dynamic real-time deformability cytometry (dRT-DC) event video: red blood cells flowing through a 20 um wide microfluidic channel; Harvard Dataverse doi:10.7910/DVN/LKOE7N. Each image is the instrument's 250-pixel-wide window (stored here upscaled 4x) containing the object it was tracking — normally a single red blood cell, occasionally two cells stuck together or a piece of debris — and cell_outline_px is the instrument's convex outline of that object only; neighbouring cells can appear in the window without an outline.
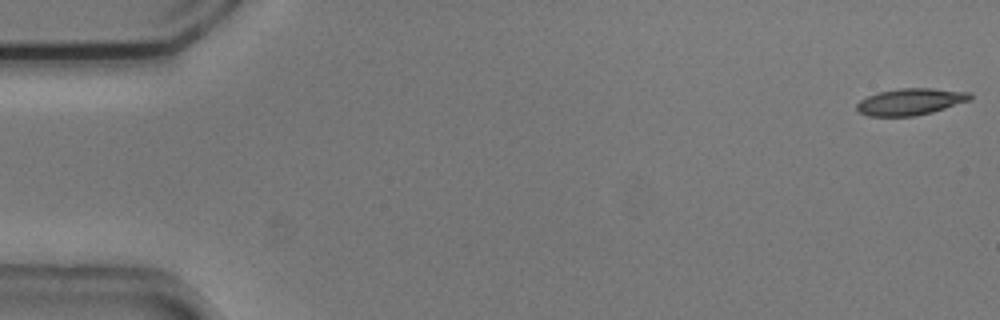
{"species": "common noctule bat (a hibernating species)", "species_latin": "Nyctalus noctula", "temperature_condition": "cold", "stored_images_in_passage": 15, "camera_frame_rate_fps": 3000, "um_per_image_px": 0.085, "animal": {"sex": "male", "body_mass_g": 20.5, "forearm_length_mm": 52.5}, "frame": {"image": 1, "passage_image": 1, "time_ms": 0.0, "image_size_px": [1000, 320], "cell_outline_px": [[972, 96], [968, 100], [932, 112], [912, 116], [868, 116], [856, 112], [856, 104], [860, 100], [868, 96], [880, 92], [900, 88], [932, 88], [972, 92]], "centroid_in_image_um": [77.34, 8.64], "position_along_channel_um": 7.7, "area_um2": 17.51}}
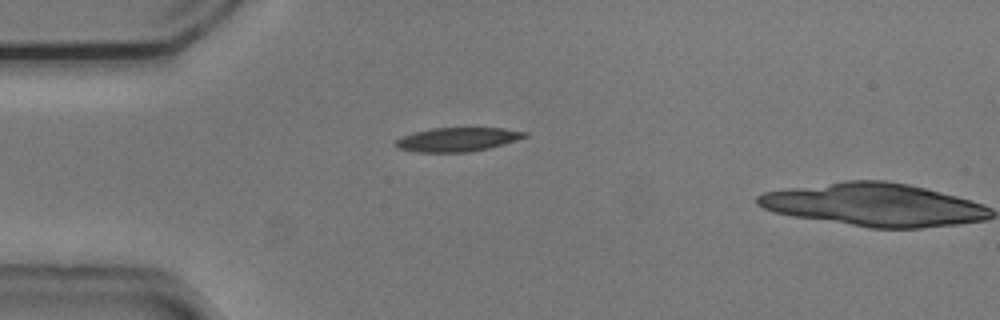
{"frame": {"image": 2, "passage_image": 14, "time_ms": 4.333, "image_size_px": [1000, 320], "cell_outline_px": [[528, 136], [504, 144], [488, 148], [468, 152], [416, 152], [396, 148], [392, 144], [400, 136], [432, 128], [504, 128], [528, 132]], "centroid_in_image_um": [38.85, 11.86], "position_along_channel_um": 46.2, "area_um2": 18.09}}